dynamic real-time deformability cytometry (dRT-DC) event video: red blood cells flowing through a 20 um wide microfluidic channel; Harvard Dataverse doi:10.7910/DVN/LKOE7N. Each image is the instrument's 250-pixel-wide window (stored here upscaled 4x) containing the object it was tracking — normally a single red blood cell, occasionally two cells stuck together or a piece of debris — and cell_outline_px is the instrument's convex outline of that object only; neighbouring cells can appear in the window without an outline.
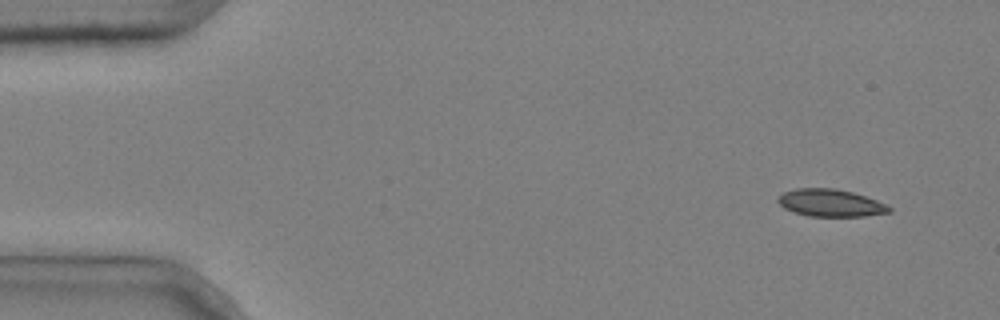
{"species": "common noctule bat (a hibernating species)", "species_latin": "Nyctalus noctula", "temperature_condition": "cold", "stored_images_in_passage": 5, "camera_frame_rate_fps": 3000, "um_per_image_px": 0.085, "animal": {"sex": "male", "body_mass_g": 20.4}, "frame": {"image": 1, "passage_image": 1, "time_ms": 0.0, "image_size_px": [1000, 320], "cell_outline_px": [[892, 212], [864, 216], [808, 216], [792, 212], [784, 208], [776, 200], [784, 192], [796, 188], [836, 188], [852, 192], [876, 200], [892, 208]], "centroid_in_image_um": [70.58, 17.25], "position_along_channel_um": 14.4, "area_um2": 17.69}}